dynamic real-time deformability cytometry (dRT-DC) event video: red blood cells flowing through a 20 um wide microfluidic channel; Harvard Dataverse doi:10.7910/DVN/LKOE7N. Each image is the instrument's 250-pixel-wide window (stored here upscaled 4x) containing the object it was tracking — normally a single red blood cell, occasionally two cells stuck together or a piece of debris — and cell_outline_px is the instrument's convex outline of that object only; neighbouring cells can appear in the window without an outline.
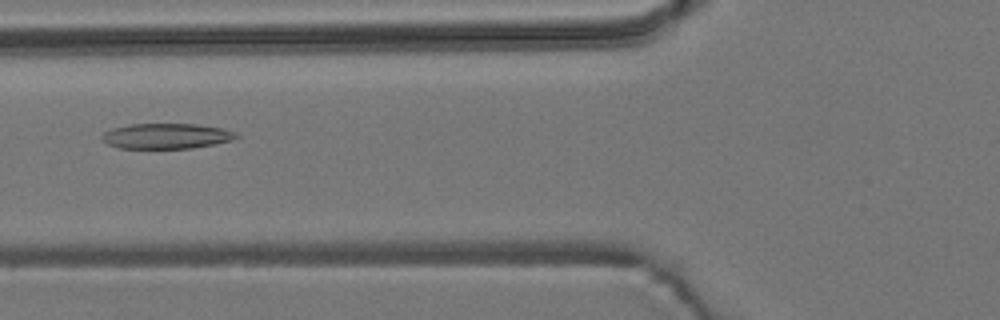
{"species": "common noctule bat (a hibernating species)", "species_latin": "Nyctalus noctula", "temperature_condition": "room temperature", "stored_images_in_passage": 55, "camera_frame_rate_fps": 3000, "um_per_image_px": 0.085, "animal": {"sex": "male", "body_mass_g": 19.2, "forearm_length_mm": 51.8}, "frame": {"image": 1, "passage_image": 21, "time_ms": 6.667, "image_size_px": [1000, 320], "cell_outline_px": [[240, 136], [232, 140], [216, 144], [192, 148], [120, 148], [108, 144], [100, 140], [100, 136], [104, 132], [112, 128], [132, 124], [196, 124], [224, 128], [236, 132]], "centroid_in_image_um": [14.15, 11.56], "position_along_channel_um": 111.6, "area_um2": 20.0}}
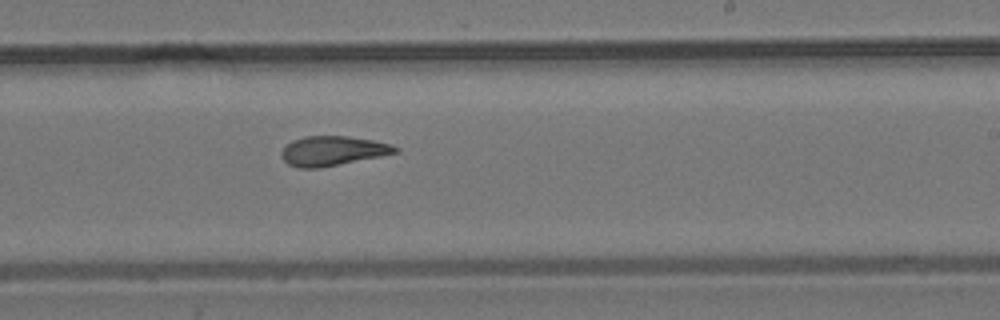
{"frame": {"image": 2, "passage_image": 33, "time_ms": 10.667, "image_size_px": [1000, 320], "cell_outline_px": [[400, 152], [320, 168], [296, 168], [288, 164], [280, 156], [280, 152], [292, 140], [304, 136], [348, 136], [372, 140], [392, 144], [400, 148]], "centroid_in_image_um": [28.27, 12.82], "position_along_channel_um": 260.7, "area_um2": 19.71}}
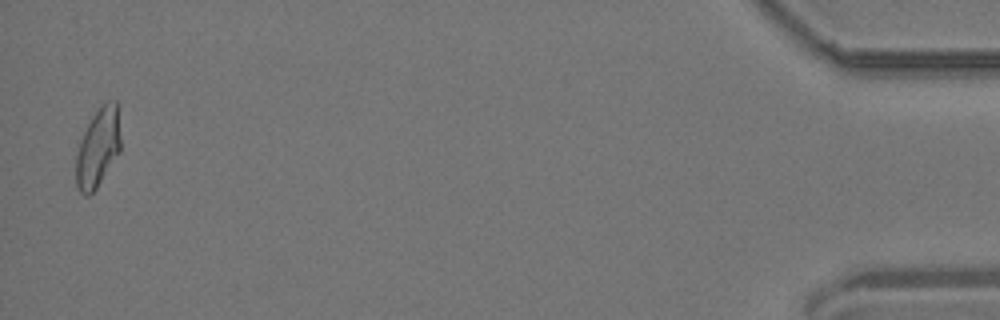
{"frame": {"image": 3, "passage_image": 54, "time_ms": 17.667, "image_size_px": [1000, 320], "cell_outline_px": [[120, 152], [96, 188], [88, 196], [84, 196], [76, 188], [76, 156], [80, 140], [92, 116], [100, 104], [104, 100], [116, 100], [120, 136]], "centroid_in_image_um": [8.32, 12.54], "position_along_channel_um": 426.9, "area_um2": 20.58}, "authors_computed_cell_mechanics": {"area_um2": 20.4034, "velocity_mm_per_s": 3.7317, "shape_relaxation_time_tau1_ms": null, "shape_relaxation_time_tau2_ms": 3.1386, "deformation_change_tau1": null, "deformation_change_tau2": 0.1213}}